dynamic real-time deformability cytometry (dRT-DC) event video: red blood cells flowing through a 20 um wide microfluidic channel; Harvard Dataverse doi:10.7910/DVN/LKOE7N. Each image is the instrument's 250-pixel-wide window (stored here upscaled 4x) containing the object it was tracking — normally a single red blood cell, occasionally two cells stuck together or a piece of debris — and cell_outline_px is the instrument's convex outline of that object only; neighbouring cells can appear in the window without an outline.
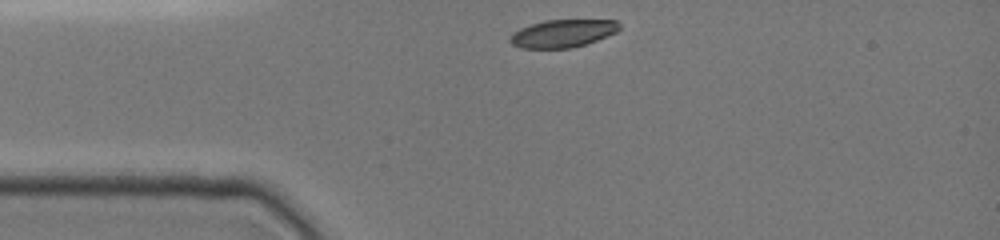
{"species": "common noctule bat (a hibernating species)", "species_latin": "Nyctalus noctula", "temperature_condition": "cold", "stored_images_in_passage": 62, "camera_frame_rate_fps": 3000, "um_per_image_px": 0.085, "animal": {"sex": "female", "body_mass_g": 19.0, "forearm_length_mm": 51.5}, "frame": {"image": 1, "passage_image": 1, "time_ms": 0.0, "image_size_px": [1000, 240], "cell_outline_px": [[620, 28], [616, 32], [596, 40], [572, 48], [520, 48], [512, 44], [508, 40], [512, 32], [520, 28], [544, 20], [616, 20], [620, 24]], "centroid_in_image_um": [47.8, 2.84], "position_along_channel_um": 37.2, "area_um2": 17.63}}
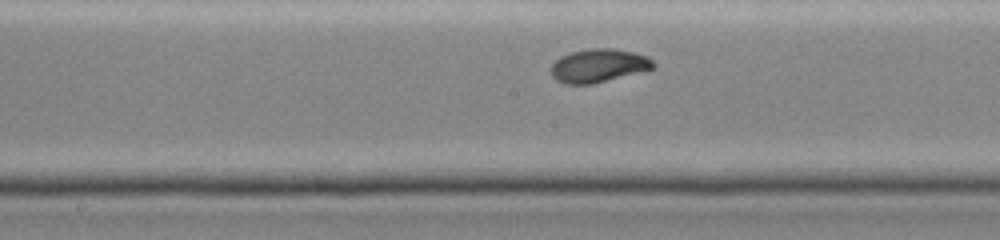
{"frame": {"image": 2, "passage_image": 32, "time_ms": 4.667, "image_size_px": [1000, 240], "cell_outline_px": [[656, 64], [652, 68], [592, 84], [564, 84], [556, 80], [552, 76], [552, 64], [560, 56], [572, 52], [592, 48], [616, 48], [648, 56]], "centroid_in_image_um": [50.85, 5.57], "position_along_channel_um": 197.3, "area_um2": 19.65}}
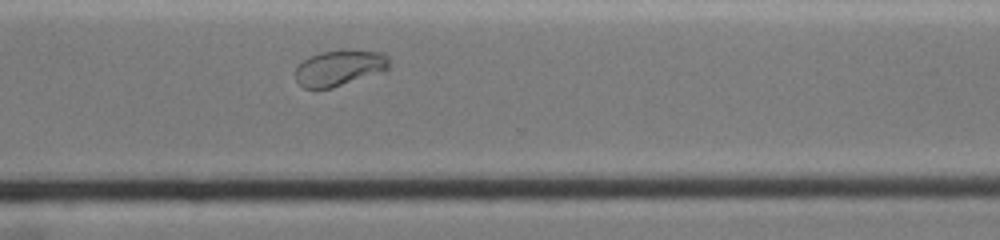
{"frame": {"image": 3, "passage_image": 58, "time_ms": 8.333, "image_size_px": [1000, 240], "cell_outline_px": [[388, 68], [384, 72], [332, 88], [304, 88], [296, 80], [296, 68], [308, 56], [320, 52], [340, 48], [344, 48], [384, 52], [388, 56]], "centroid_in_image_um": [28.89, 5.73], "position_along_channel_um": 341.7, "area_um2": 20.06}}